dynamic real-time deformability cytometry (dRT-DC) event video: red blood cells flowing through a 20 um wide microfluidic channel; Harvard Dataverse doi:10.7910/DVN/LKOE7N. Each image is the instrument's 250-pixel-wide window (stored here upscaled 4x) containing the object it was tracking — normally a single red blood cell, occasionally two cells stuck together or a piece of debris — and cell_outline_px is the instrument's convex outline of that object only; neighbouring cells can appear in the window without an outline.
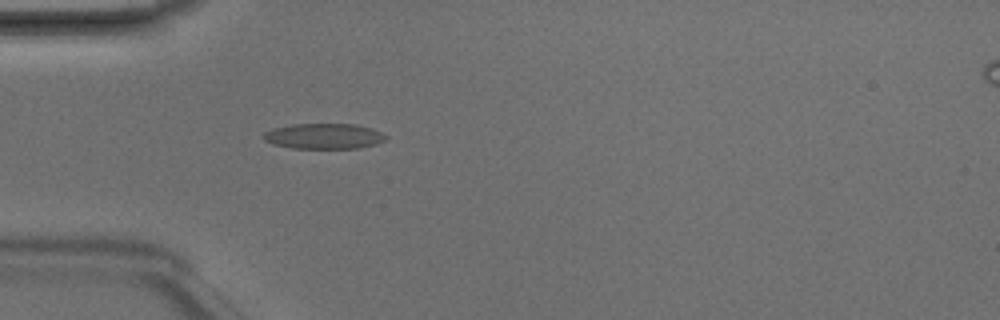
{"species": "Egyptian fruit bat (a non-hibernating species)", "species_latin": "Rousettus aegyptiacus", "temperature_condition": "room temperature", "stored_images_in_passage": 6, "camera_frame_rate_fps": 3000, "um_per_image_px": 0.085, "animal": {"sex": "male"}, "frame": {"image": 1, "passage_image": 5, "time_ms": 1.333, "image_size_px": [1000, 320], "cell_outline_px": [[388, 140], [376, 144], [360, 148], [292, 148], [272, 144], [264, 140], [260, 136], [264, 132], [276, 128], [292, 124], [356, 124], [372, 128], [388, 136]], "centroid_in_image_um": [27.55, 11.58], "position_along_channel_um": 57.4, "area_um2": 18.32}}